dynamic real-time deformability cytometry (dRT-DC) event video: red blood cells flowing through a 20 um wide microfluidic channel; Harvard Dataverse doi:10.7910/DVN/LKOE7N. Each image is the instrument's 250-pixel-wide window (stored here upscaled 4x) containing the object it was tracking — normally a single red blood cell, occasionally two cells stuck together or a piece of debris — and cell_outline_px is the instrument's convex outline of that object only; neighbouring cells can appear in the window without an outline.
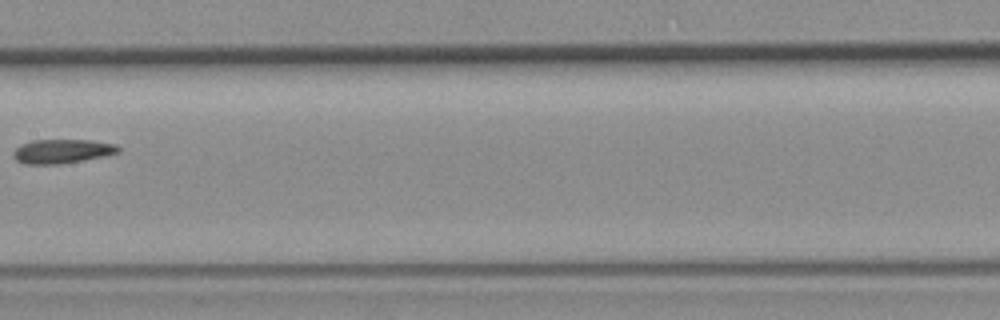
{"species": "common noctule bat (a hibernating species)", "species_latin": "Nyctalus noctula", "temperature_condition": "room temperature", "stored_images_in_passage": 8, "camera_frame_rate_fps": 3000, "um_per_image_px": 0.085, "animal": {"sex": "female", "body_mass_g": 19.3, "forearm_length_mm": 54.1}, "frame": {"image": 1, "passage_image": 8, "time_ms": 9.0, "image_size_px": [1000, 320], "cell_outline_px": [[120, 152], [108, 156], [60, 164], [24, 164], [16, 160], [12, 156], [12, 152], [20, 144], [32, 140], [92, 140], [116, 144], [120, 148]], "centroid_in_image_um": [5.29, 12.86], "position_along_channel_um": 202.1, "area_um2": 15.03}}